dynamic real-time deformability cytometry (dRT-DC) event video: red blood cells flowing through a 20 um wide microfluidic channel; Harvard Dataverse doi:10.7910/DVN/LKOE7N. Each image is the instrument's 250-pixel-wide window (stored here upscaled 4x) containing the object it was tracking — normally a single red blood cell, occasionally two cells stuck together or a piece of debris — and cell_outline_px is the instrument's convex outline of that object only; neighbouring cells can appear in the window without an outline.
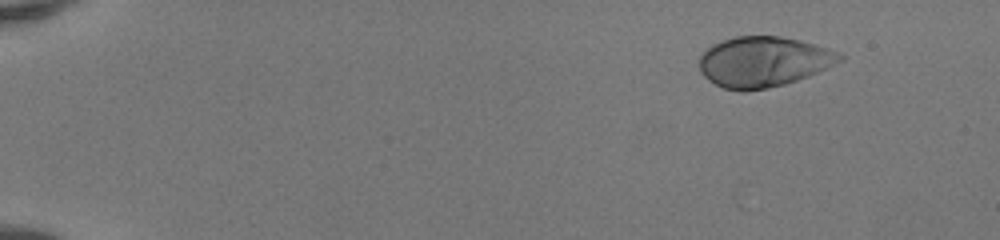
{"species": "human", "species_latin": "Homo sapiens", "temperature_condition": "room temperature", "stored_images_in_passage": 46, "camera_frame_rate_fps": 3000, "um_per_image_px": 0.085, "donor": {"sex": "female"}, "frame": {"image": 1, "passage_image": 1, "time_ms": 0.0, "image_size_px": [1000, 240], "cell_outline_px": [[844, 60], [828, 68], [808, 76], [784, 84], [768, 88], [744, 92], [740, 92], [724, 88], [708, 80], [700, 72], [700, 56], [712, 44], [720, 40], [736, 36], [780, 36], [800, 40], [828, 48], [844, 56]], "centroid_in_image_um": [64.89, 5.25], "position_along_channel_um": 20.1, "area_um2": 41.38}}
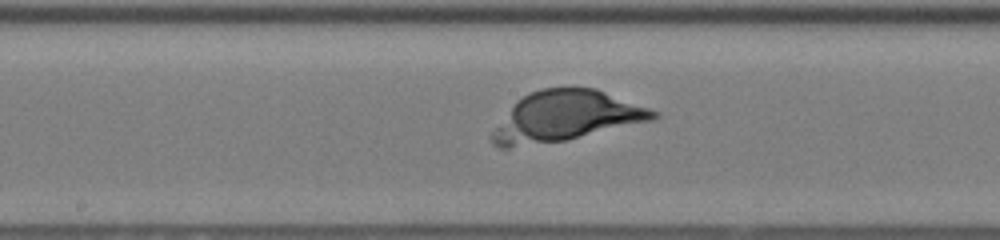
{"frame": {"image": 2, "passage_image": 24, "time_ms": 7.667, "image_size_px": [1000, 240], "cell_outline_px": [[660, 116], [656, 120], [568, 140], [508, 148], [500, 148], [492, 144], [492, 132], [516, 100], [528, 92], [540, 88], [596, 88], [660, 112]], "centroid_in_image_um": [48.14, 9.89], "position_along_channel_um": 200.1, "area_um2": 47.4}}
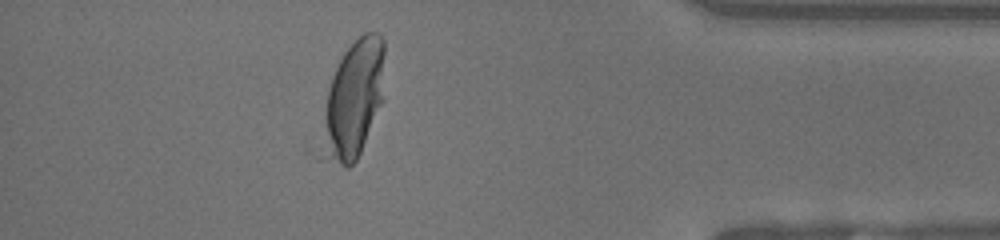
{"frame": {"image": 3, "passage_image": 41, "time_ms": 13.333, "image_size_px": [1000, 240], "cell_outline_px": [[384, 100], [360, 152], [356, 160], [348, 168], [344, 168], [316, 160], [316, 156], [328, 88], [332, 76], [344, 52], [364, 32], [376, 32], [384, 40]], "centroid_in_image_um": [29.98, 8.61], "position_along_channel_um": 405.2, "area_um2": 44.45}}